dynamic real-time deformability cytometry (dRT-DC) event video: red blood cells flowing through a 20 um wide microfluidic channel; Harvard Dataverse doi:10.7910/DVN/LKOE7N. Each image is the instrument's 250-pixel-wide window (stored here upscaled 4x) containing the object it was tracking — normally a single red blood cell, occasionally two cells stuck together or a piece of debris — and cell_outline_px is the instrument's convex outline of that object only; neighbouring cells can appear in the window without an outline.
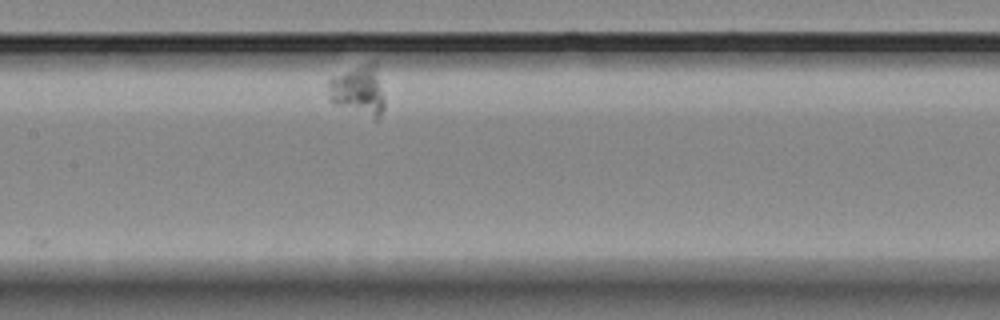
{"species": "Egyptian fruit bat (a non-hibernating species)", "species_latin": "Rousettus aegyptiacus", "temperature_condition": "room temperature", "stored_images_in_passage": 4, "camera_frame_rate_fps": 3000, "um_per_image_px": 0.085, "animal": {"sex": "female"}, "frame": {"image": 1, "passage_image": 4, "time_ms": 4.0, "image_size_px": [1000, 320], "cell_outline_px": [[384, 108], [380, 116], [376, 120], [332, 104], [328, 100], [328, 76], [364, 64], [376, 64], [384, 96]], "centroid_in_image_um": [30.42, 7.71], "position_along_channel_um": 177.0, "area_um2": 16.82}}